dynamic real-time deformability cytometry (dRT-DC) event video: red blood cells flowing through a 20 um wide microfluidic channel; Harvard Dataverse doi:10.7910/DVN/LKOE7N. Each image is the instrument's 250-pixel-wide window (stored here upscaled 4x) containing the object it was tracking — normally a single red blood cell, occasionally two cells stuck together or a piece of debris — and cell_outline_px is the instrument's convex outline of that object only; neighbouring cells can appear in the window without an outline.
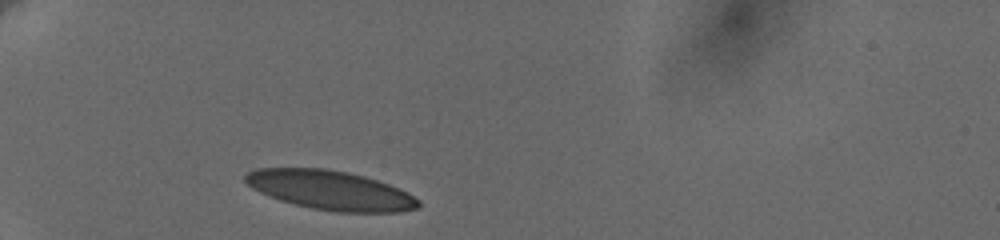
{"species": "human", "species_latin": "Homo sapiens", "temperature_condition": "cold", "stored_images_in_passage": 10, "camera_frame_rate_fps": 3000, "um_per_image_px": 0.085, "donor": {"sex": "female"}, "frame": {"image": 1, "passage_image": 1, "time_ms": 0.0, "image_size_px": [1000, 240], "cell_outline_px": [[420, 208], [400, 212], [336, 212], [312, 208], [280, 200], [268, 196], [252, 188], [244, 180], [244, 176], [248, 172], [256, 168], [324, 168], [348, 172], [364, 176], [400, 188], [408, 192], [420, 200]], "centroid_in_image_um": [28.11, 16.17], "position_along_channel_um": 56.9, "area_um2": 39.65}}
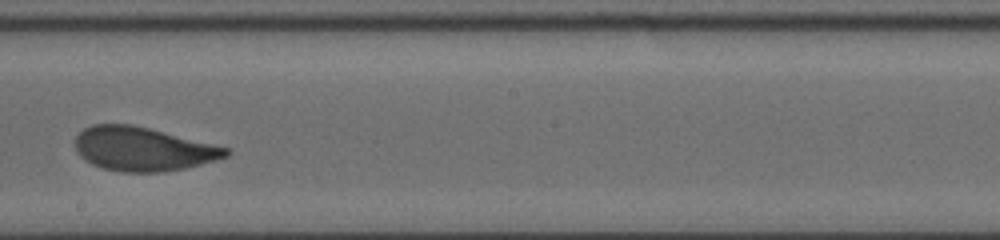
{"frame": {"image": 2, "passage_image": 6, "time_ms": 5.667, "image_size_px": [1000, 240], "cell_outline_px": [[232, 152], [228, 156], [216, 160], [184, 168], [164, 172], [120, 172], [100, 168], [92, 164], [80, 156], [76, 152], [76, 136], [84, 128], [92, 124], [132, 124], [228, 148]], "centroid_in_image_um": [12.12, 12.67], "position_along_channel_um": 236.1, "area_um2": 38.38}}
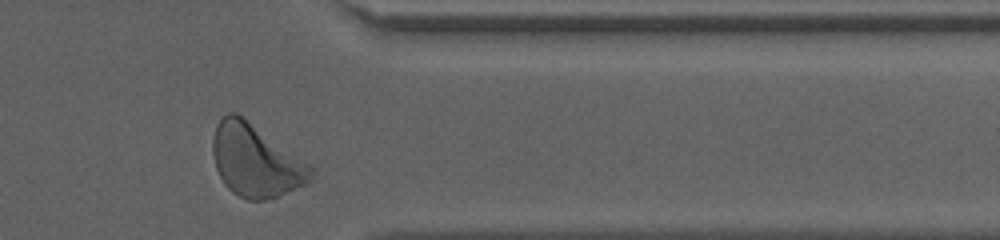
{"frame": {"image": 3, "passage_image": 10, "time_ms": 10.0, "image_size_px": [1000, 240], "cell_outline_px": [[316, 176], [308, 184], [276, 196], [264, 200], [248, 200], [232, 192], [224, 184], [216, 168], [212, 152], [212, 140], [216, 124], [228, 112], [236, 112], [312, 164], [316, 168]], "centroid_in_image_um": [21.79, 13.66], "position_along_channel_um": 389.6, "area_um2": 41.85}, "authors_computed_cell_mechanics": {"area_um2": 39.2751, "velocity_mm_per_s": 3.621, "shape_relaxation_time_tau1_ms": 3.0921, "shape_relaxation_time_tau2_ms": null, "deformation_change_tau1": 0.1089, "deformation_change_tau2": null}}